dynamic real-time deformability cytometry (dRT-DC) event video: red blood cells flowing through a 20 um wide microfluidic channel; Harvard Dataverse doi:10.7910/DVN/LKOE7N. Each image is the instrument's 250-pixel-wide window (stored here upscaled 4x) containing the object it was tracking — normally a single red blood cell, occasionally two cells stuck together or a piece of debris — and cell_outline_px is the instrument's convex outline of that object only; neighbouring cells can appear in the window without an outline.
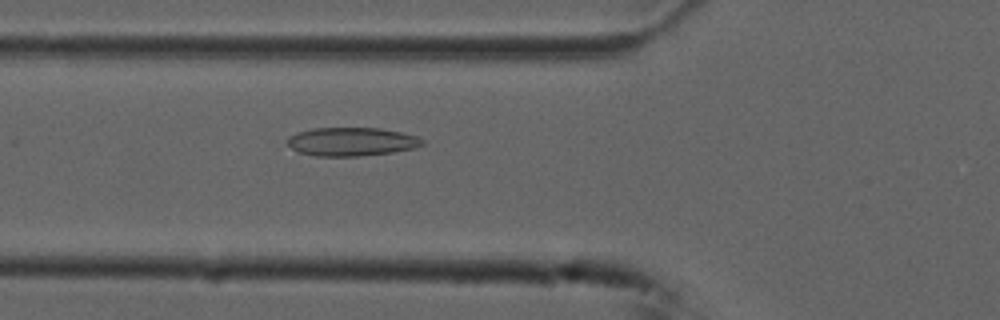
{"species": "common noctule bat (a hibernating species)", "species_latin": "Nyctalus noctula", "temperature_condition": "cold", "stored_images_in_passage": 55, "camera_frame_rate_fps": 3000, "um_per_image_px": 0.085, "animal": {"sex": "male", "forearm_length_mm": 52.5}, "frame": {"image": 1, "passage_image": 20, "time_ms": 6.333, "image_size_px": [1000, 320], "cell_outline_px": [[424, 144], [416, 148], [392, 152], [356, 156], [316, 156], [296, 152], [284, 144], [288, 136], [296, 132], [312, 128], [380, 128], [400, 132], [416, 136], [424, 140]], "centroid_in_image_um": [29.81, 12.04], "position_along_channel_um": 96.0, "area_um2": 22.72}}
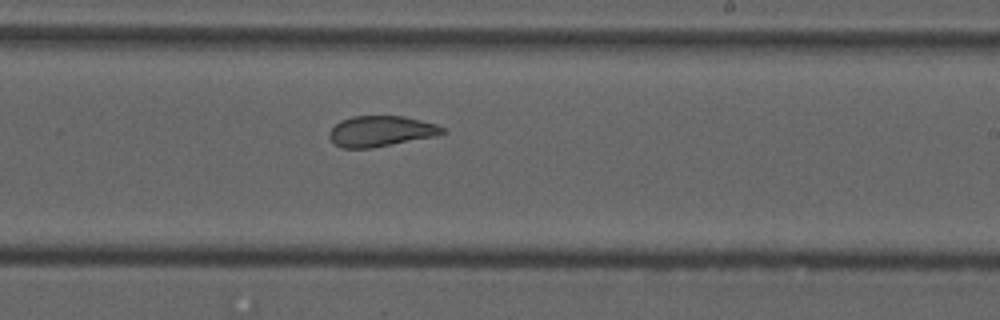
{"frame": {"image": 2, "passage_image": 33, "time_ms": 10.667, "image_size_px": [1000, 320], "cell_outline_px": [[448, 132], [436, 136], [372, 148], [340, 148], [332, 144], [328, 136], [328, 132], [340, 120], [352, 116], [404, 116], [436, 124], [444, 128]], "centroid_in_image_um": [32.34, 11.16], "position_along_channel_um": 256.7, "area_um2": 20.46}}
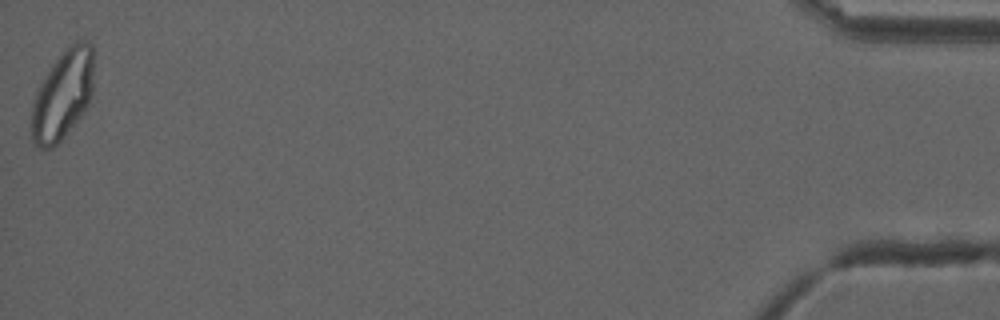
{"frame": {"image": 3, "passage_image": 55, "time_ms": 18.0, "image_size_px": [1000, 320], "cell_outline_px": [[92, 96], [84, 112], [64, 136], [52, 148], [36, 148], [32, 140], [32, 104], [36, 92], [40, 84], [56, 60], [76, 40], [88, 40], [92, 44]], "centroid_in_image_um": [5.33, 8.09], "position_along_channel_um": 429.9, "area_um2": 31.91}, "authors_computed_cell_mechanics": {"area_um2": 24.7384, "velocity_mm_per_s": 3.7075, "shape_relaxation_time_tau1_ms": 10.0575, "shape_relaxation_time_tau2_ms": 1.7119, "deformation_change_tau1": 0.2037, "deformation_change_tau2": 0.0739}}